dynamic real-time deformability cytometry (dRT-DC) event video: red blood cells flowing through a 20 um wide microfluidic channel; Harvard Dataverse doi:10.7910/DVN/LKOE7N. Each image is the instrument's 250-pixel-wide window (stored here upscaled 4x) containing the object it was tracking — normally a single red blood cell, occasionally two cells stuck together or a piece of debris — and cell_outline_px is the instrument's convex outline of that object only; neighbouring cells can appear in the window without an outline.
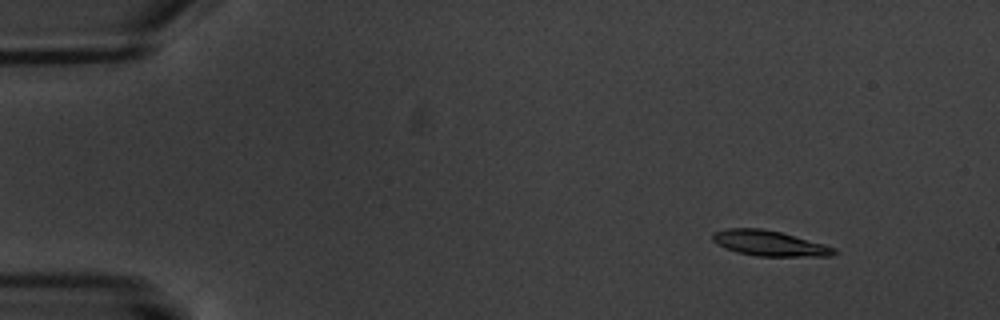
{"species": "common noctule bat (a hibernating species)", "species_latin": "Nyctalus noctula", "temperature_condition": "warm", "stored_images_in_passage": 5, "camera_frame_rate_fps": 3000, "um_per_image_px": 0.085, "animal": {"sex": "male", "body_mass_g": 20.1, "forearm_length_mm": 53.5}, "frame": {"image": 1, "passage_image": 2, "time_ms": 1.333, "image_size_px": [1000, 320], "cell_outline_px": [[840, 252], [832, 256], [756, 256], [736, 252], [724, 248], [716, 244], [712, 240], [712, 232], [724, 228], [760, 228], [780, 232], [824, 244], [836, 248]], "centroid_in_image_um": [65.37, 20.68], "position_along_channel_um": 19.6, "area_um2": 18.15}}
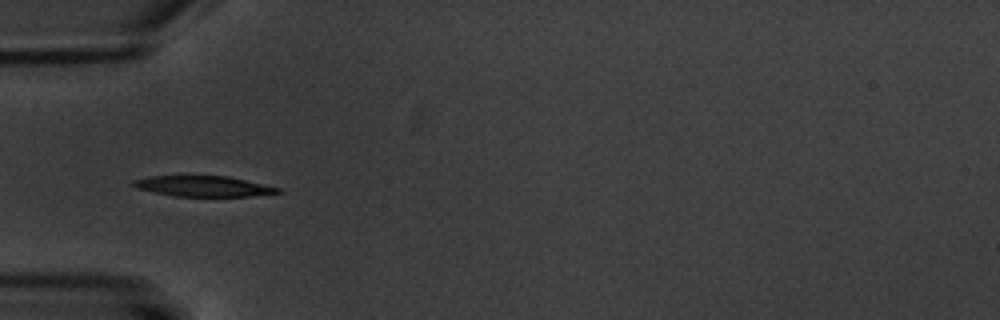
{"frame": {"image": 2, "passage_image": 5, "time_ms": 5.667, "image_size_px": [1000, 320], "cell_outline_px": [[284, 192], [248, 196], [172, 196], [136, 188], [132, 184], [132, 180], [148, 176], [228, 176], [280, 188]], "centroid_in_image_um": [17.25, 15.83], "position_along_channel_um": 67.7, "area_um2": 17.22}}